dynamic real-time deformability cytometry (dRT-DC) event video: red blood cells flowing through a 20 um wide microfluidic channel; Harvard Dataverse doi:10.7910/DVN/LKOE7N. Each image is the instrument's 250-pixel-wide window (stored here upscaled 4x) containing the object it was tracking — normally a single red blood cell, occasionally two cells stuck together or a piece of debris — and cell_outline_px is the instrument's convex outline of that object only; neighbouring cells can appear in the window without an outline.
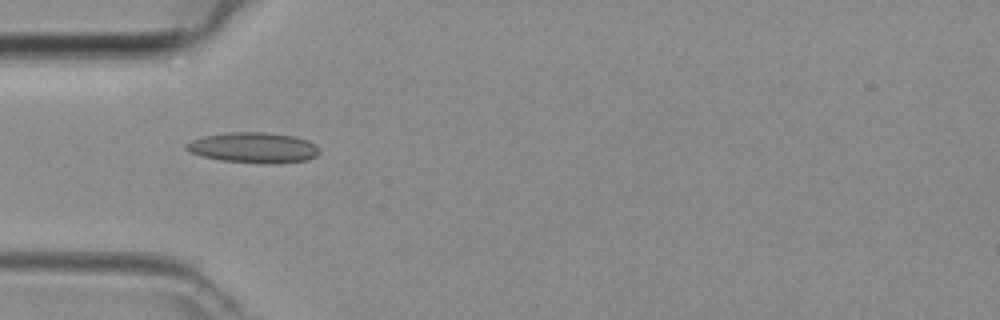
{"species": "common noctule bat (a hibernating species)", "species_latin": "Nyctalus noctula", "temperature_condition": "room temperature", "stored_images_in_passage": 34, "camera_frame_rate_fps": 3000, "um_per_image_px": 0.085, "animal": {"sex": "female", "body_mass_g": 29.2, "forearm_length_mm": 56.3}, "frame": {"image": 1, "passage_image": 1, "time_ms": 0.0, "image_size_px": [1000, 320], "cell_outline_px": [[320, 152], [316, 156], [308, 160], [280, 164], [264, 164], [220, 160], [200, 156], [188, 152], [184, 148], [184, 144], [192, 140], [204, 136], [232, 132], [264, 132], [296, 136], [308, 140], [316, 144], [320, 148]], "centroid_in_image_um": [21.58, 12.56], "position_along_channel_um": 63.4, "area_um2": 24.16}}
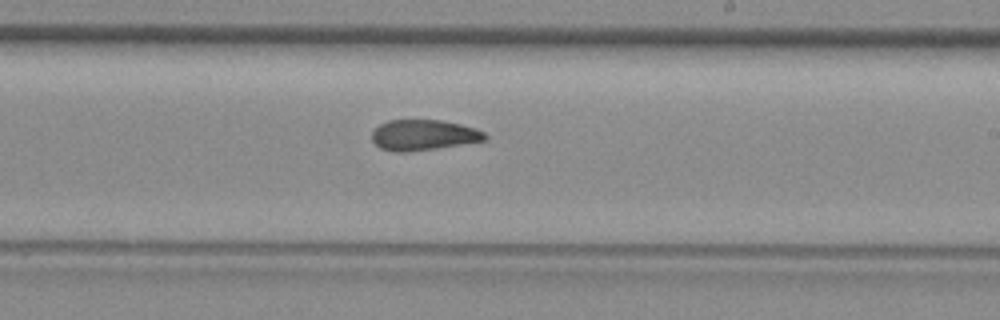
{"frame": {"image": 2, "passage_image": 14, "time_ms": 4.333, "image_size_px": [1000, 320], "cell_outline_px": [[488, 140], [436, 148], [404, 152], [396, 152], [380, 148], [372, 140], [372, 132], [380, 124], [388, 120], [440, 120], [460, 124], [476, 128], [484, 132], [488, 136]], "centroid_in_image_um": [36.02, 11.47], "position_along_channel_um": 253.0, "area_um2": 20.11}}
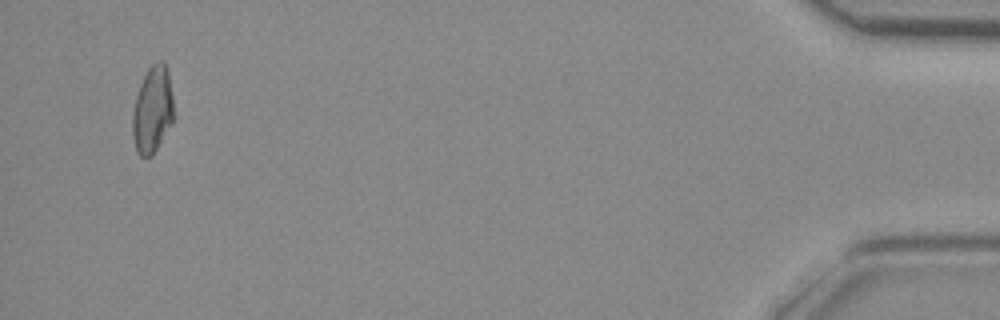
{"frame": {"image": 3, "passage_image": 32, "time_ms": 10.333, "image_size_px": [1000, 320], "cell_outline_px": [[172, 124], [152, 156], [140, 156], [136, 152], [132, 136], [132, 112], [136, 96], [140, 84], [148, 68], [156, 60], [164, 60], [168, 68], [172, 96]], "centroid_in_image_um": [12.95, 9.31], "position_along_channel_um": 422.3, "area_um2": 20.98}}